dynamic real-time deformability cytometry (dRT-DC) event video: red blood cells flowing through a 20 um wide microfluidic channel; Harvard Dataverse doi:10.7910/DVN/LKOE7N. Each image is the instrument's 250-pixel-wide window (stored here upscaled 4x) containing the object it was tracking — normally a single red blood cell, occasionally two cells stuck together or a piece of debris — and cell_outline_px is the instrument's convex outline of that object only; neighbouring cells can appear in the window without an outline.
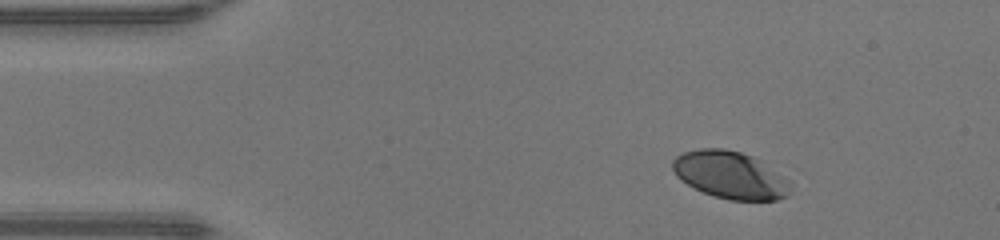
{"species": "human", "species_latin": "Homo sapiens", "temperature_condition": "warm", "stored_images_in_passage": 42, "camera_frame_rate_fps": 3000, "um_per_image_px": 0.085, "donor": {"sex": "male"}, "frame": {"image": 1, "passage_image": 1, "time_ms": 0.0, "image_size_px": [1000, 240], "cell_outline_px": [[792, 184], [788, 196], [776, 200], [728, 200], [704, 192], [680, 180], [676, 176], [672, 168], [672, 160], [676, 156], [684, 152], [700, 148], [724, 148], [740, 152], [752, 156], [760, 160], [792, 180]], "centroid_in_image_um": [62.11, 14.87], "position_along_channel_um": 22.9, "area_um2": 32.77}}
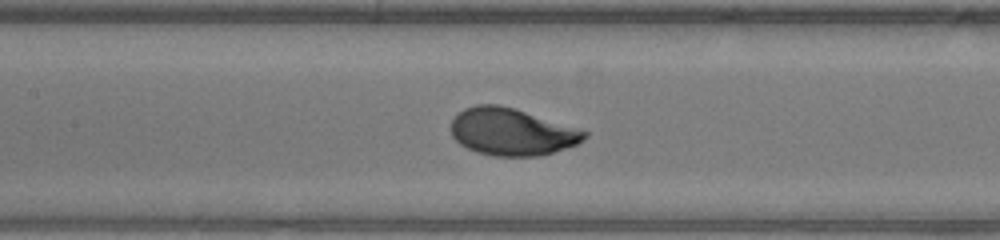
{"frame": {"image": 2, "passage_image": 16, "time_ms": 5.0, "image_size_px": [1000, 240], "cell_outline_px": [[588, 136], [584, 140], [576, 144], [540, 156], [492, 156], [476, 152], [460, 144], [452, 136], [452, 120], [464, 108], [476, 104], [496, 104], [512, 108], [588, 132]], "centroid_in_image_um": [43.46, 11.22], "position_along_channel_um": 163.9, "area_um2": 36.07}}
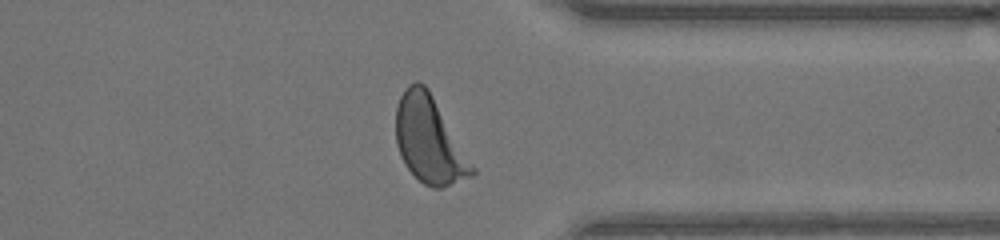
{"frame": {"image": 3, "passage_image": 31, "time_ms": 10.0, "image_size_px": [1000, 240], "cell_outline_px": [[476, 172], [472, 176], [440, 188], [432, 188], [424, 184], [404, 164], [400, 156], [396, 144], [396, 108], [400, 96], [404, 88], [408, 84], [416, 80], [424, 84], [428, 88], [476, 168]], "centroid_in_image_um": [36.48, 11.88], "position_along_channel_um": 374.9, "area_um2": 38.38}, "authors_computed_cell_mechanics": {"area_um2": 36.3562, "velocity_mm_per_s": 4.3453, "shape_relaxation_time_tau1_ms": 1.8751, "shape_relaxation_time_tau2_ms": null, "deformation_change_tau1": 0.155, "deformation_change_tau2": null}}